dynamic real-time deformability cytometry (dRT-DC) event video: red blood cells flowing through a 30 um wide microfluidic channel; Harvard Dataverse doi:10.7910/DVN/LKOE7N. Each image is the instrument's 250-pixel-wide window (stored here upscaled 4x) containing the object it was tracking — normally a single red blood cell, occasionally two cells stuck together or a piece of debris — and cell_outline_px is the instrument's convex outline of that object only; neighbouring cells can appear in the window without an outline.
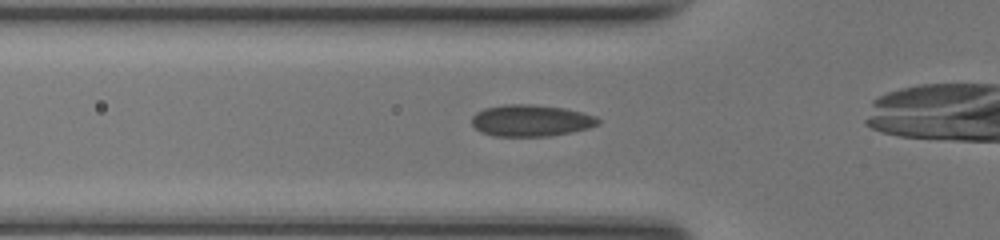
{"species": "common noctule bat (a hibernating species)", "species_latin": "Nyctalus noctula", "temperature_condition": "room temperature", "stored_images_in_passage": 27, "camera_frame_rate_fps": 3000, "um_per_image_px": 0.085, "animal": {"sex": "female", "body_mass_g": 17.0, "forearm_length_mm": 48.0}, "frame": {"image": 1, "passage_image": 4, "time_ms": 1.0, "image_size_px": [1000, 240], "cell_outline_px": [[600, 124], [588, 128], [572, 132], [548, 136], [492, 136], [480, 132], [472, 124], [472, 116], [476, 112], [484, 108], [504, 104], [532, 104], [564, 108], [596, 116], [600, 120]], "centroid_in_image_um": [45.11, 10.25], "position_along_channel_um": 80.7, "area_um2": 23.41}}
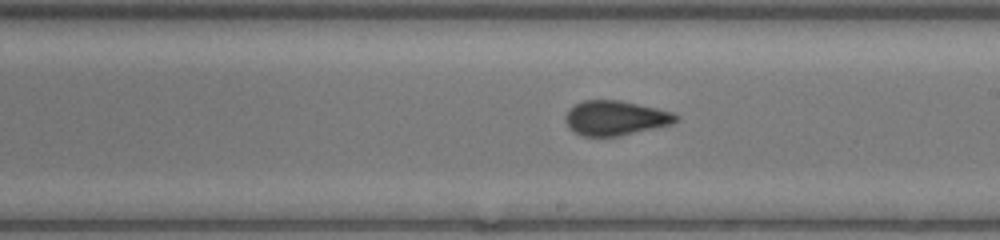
{"frame": {"image": 2, "passage_image": 15, "time_ms": 4.667, "image_size_px": [1000, 240], "cell_outline_px": [[680, 120], [672, 124], [616, 136], [584, 136], [568, 128], [564, 116], [576, 104], [584, 100], [620, 100], [656, 108], [672, 112], [680, 116]], "centroid_in_image_um": [52.33, 10.02], "position_along_channel_um": 236.7, "area_um2": 22.08}}
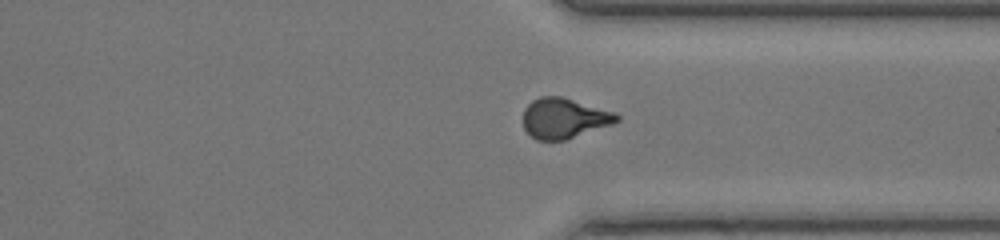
{"frame": {"image": 3, "passage_image": 24, "time_ms": 7.667, "image_size_px": [1000, 240], "cell_outline_px": [[620, 120], [612, 124], [564, 140], [536, 140], [524, 128], [524, 108], [532, 100], [540, 96], [560, 96], [616, 112], [620, 116]], "centroid_in_image_um": [47.96, 10.04], "position_along_channel_um": 363.4, "area_um2": 21.85}}